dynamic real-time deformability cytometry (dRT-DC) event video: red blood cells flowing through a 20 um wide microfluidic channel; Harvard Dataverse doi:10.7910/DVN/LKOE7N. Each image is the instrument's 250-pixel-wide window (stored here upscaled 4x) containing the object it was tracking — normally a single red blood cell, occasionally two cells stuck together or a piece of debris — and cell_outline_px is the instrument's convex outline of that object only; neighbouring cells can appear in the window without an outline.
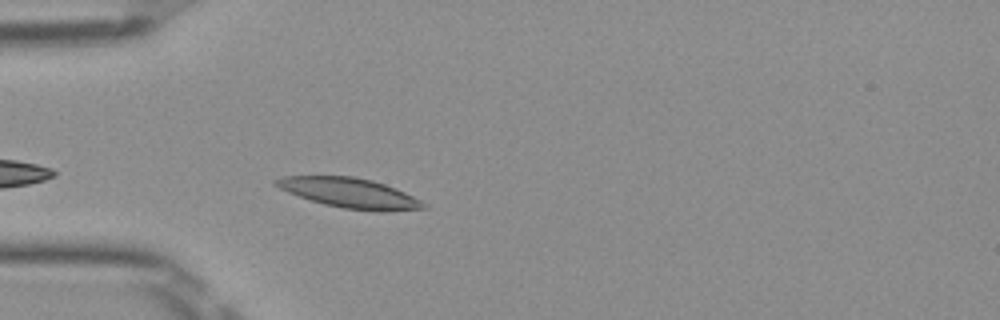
{"species": "Egyptian fruit bat (a non-hibernating species)", "species_latin": "Rousettus aegyptiacus", "temperature_condition": "room temperature", "stored_images_in_passage": 25, "camera_frame_rate_fps": 3000, "um_per_image_px": 0.085, "frame": {"image": 1, "passage_image": 4, "time_ms": 1.0, "image_size_px": [1000, 320], "cell_outline_px": [[424, 208], [344, 208], [324, 204], [288, 192], [272, 184], [272, 180], [284, 176], [352, 176], [372, 180], [396, 188], [420, 200], [424, 204]], "centroid_in_image_um": [29.54, 16.32], "position_along_channel_um": 55.5, "area_um2": 24.22}, "authors_computed_cell_mechanics": {"area_um2": 23.409, "velocity_mm_per_s": 3.8766, "shape_relaxation_time_tau1_ms": 2.9195, "shape_relaxation_time_tau2_ms": null, "deformation_change_tau1": 0.07, "deformation_change_tau2": null}}